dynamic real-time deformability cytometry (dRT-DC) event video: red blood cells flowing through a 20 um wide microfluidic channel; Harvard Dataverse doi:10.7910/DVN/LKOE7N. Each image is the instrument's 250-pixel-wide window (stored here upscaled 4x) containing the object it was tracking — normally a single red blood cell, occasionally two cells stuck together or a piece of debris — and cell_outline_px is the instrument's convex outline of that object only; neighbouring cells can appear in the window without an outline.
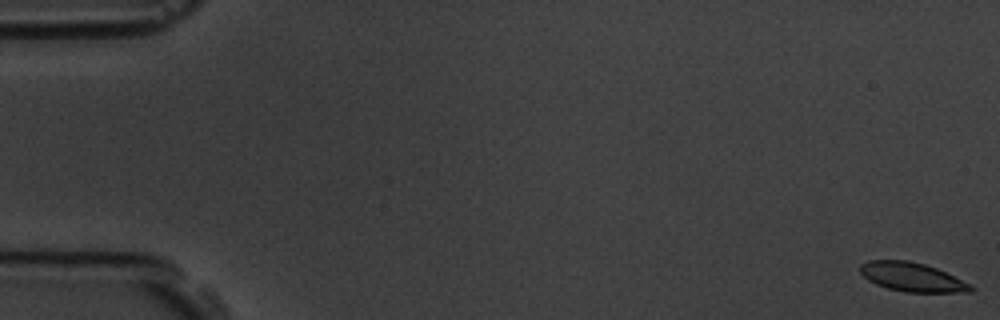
{"species": "common noctule bat (a hibernating species)", "species_latin": "Nyctalus noctula", "temperature_condition": "room temperature", "stored_images_in_passage": 59, "camera_frame_rate_fps": 3000, "um_per_image_px": 0.085, "animal": {"sex": "male", "body_mass_g": 19.5, "forearm_length_mm": 54.6}, "frame": {"image": 1, "passage_image": 1, "time_ms": 0.0, "image_size_px": [1000, 320], "cell_outline_px": [[972, 292], [904, 292], [888, 288], [876, 284], [868, 280], [860, 272], [860, 264], [868, 260], [908, 260], [924, 264], [936, 268], [972, 284]], "centroid_in_image_um": [77.52, 23.55], "position_along_channel_um": 7.5, "area_um2": 18.61}}
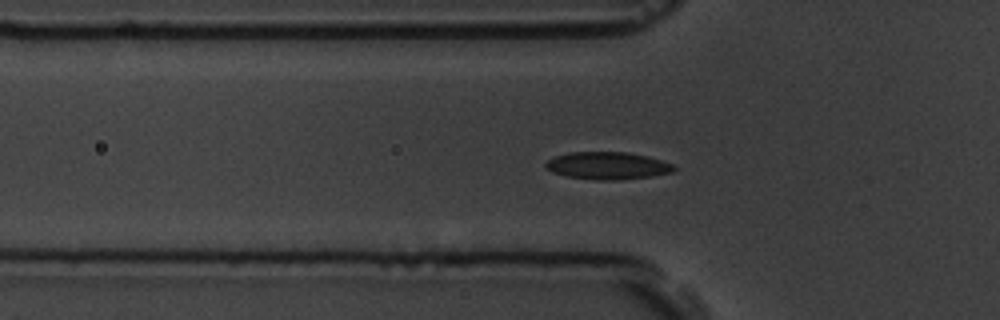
{"frame": {"image": 2, "passage_image": 20, "time_ms": 6.333, "image_size_px": [1000, 320], "cell_outline_px": [[676, 168], [672, 172], [652, 176], [616, 180], [596, 180], [568, 176], [552, 172], [544, 164], [548, 160], [556, 156], [568, 152], [628, 152], [648, 156], [672, 164]], "centroid_in_image_um": [51.65, 14.08], "position_along_channel_um": 74.2, "area_um2": 20.35}}
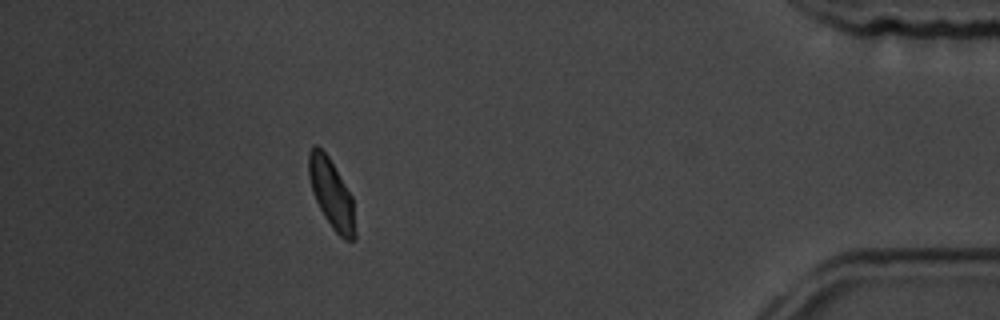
{"frame": {"image": 3, "passage_image": 53, "time_ms": 17.333, "image_size_px": [1000, 320], "cell_outline_px": [[356, 240], [344, 240], [332, 228], [324, 216], [312, 192], [308, 176], [308, 152], [316, 144], [328, 156], [352, 196], [356, 232]], "centroid_in_image_um": [28.17, 16.49], "position_along_channel_um": 407.0, "area_um2": 18.67}, "authors_computed_cell_mechanics": {"area_um2": 19.2474, "velocity_mm_per_s": 3.4913, "shape_relaxation_time_tau1_ms": 2.7512, "shape_relaxation_time_tau2_ms": 1.5013, "deformation_change_tau1": 0.1196, "deformation_change_tau2": 0.0634}}